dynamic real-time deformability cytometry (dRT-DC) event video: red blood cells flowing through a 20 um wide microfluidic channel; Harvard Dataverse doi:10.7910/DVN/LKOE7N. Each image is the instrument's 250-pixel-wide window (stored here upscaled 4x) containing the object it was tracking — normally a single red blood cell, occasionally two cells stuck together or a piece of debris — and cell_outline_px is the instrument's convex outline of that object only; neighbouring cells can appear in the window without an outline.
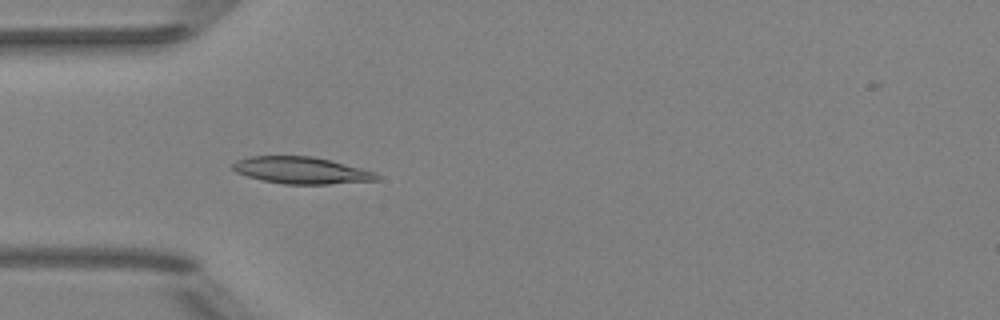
{"species": "Egyptian fruit bat (a non-hibernating species)", "species_latin": "Rousettus aegyptiacus", "temperature_condition": "room temperature", "stored_images_in_passage": 42, "camera_frame_rate_fps": 3000, "um_per_image_px": 0.085, "animal": {"sex": "female"}, "frame": {"image": 1, "passage_image": 7, "time_ms": 2.0, "image_size_px": [1000, 320], "cell_outline_px": [[380, 180], [328, 184], [284, 184], [264, 180], [248, 176], [236, 172], [232, 168], [232, 164], [236, 160], [252, 156], [312, 156], [360, 168], [372, 172], [380, 176]], "centroid_in_image_um": [25.59, 14.48], "position_along_channel_um": 59.4, "area_um2": 22.2}}
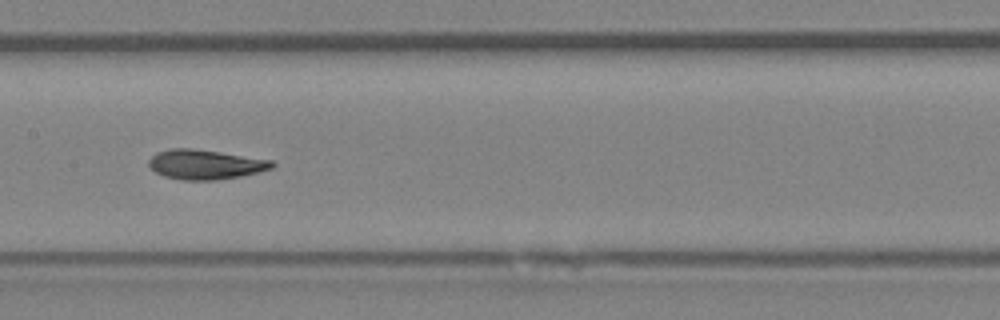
{"frame": {"image": 2, "passage_image": 17, "time_ms": 5.333, "image_size_px": [1000, 320], "cell_outline_px": [[276, 164], [272, 168], [260, 172], [240, 176], [216, 180], [180, 180], [164, 176], [156, 172], [148, 164], [148, 160], [156, 152], [168, 148], [192, 148], [220, 152], [272, 160]], "centroid_in_image_um": [17.44, 13.97], "position_along_channel_um": 190.0, "area_um2": 21.39}}
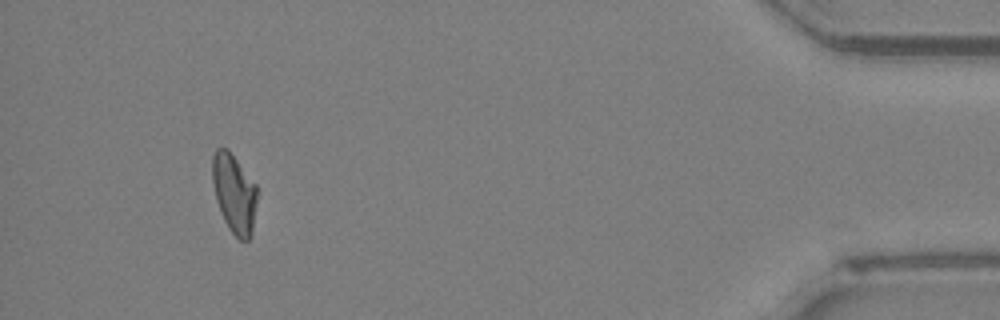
{"frame": {"image": 3, "passage_image": 39, "time_ms": 12.667, "image_size_px": [1000, 320], "cell_outline_px": [[256, 200], [252, 232], [248, 240], [240, 240], [228, 228], [220, 212], [216, 200], [212, 180], [212, 156], [216, 148], [228, 148], [256, 184]], "centroid_in_image_um": [19.88, 16.41], "position_along_channel_um": 415.3, "area_um2": 20.58}, "authors_computed_cell_mechanics": {"area_um2": 21.1548, "velocity_mm_per_s": 4.0237, "shape_relaxation_time_tau1_ms": 9.586, "shape_relaxation_time_tau2_ms": 1.5851, "deformation_change_tau1": 0.2068, "deformation_change_tau2": 0.0448}}